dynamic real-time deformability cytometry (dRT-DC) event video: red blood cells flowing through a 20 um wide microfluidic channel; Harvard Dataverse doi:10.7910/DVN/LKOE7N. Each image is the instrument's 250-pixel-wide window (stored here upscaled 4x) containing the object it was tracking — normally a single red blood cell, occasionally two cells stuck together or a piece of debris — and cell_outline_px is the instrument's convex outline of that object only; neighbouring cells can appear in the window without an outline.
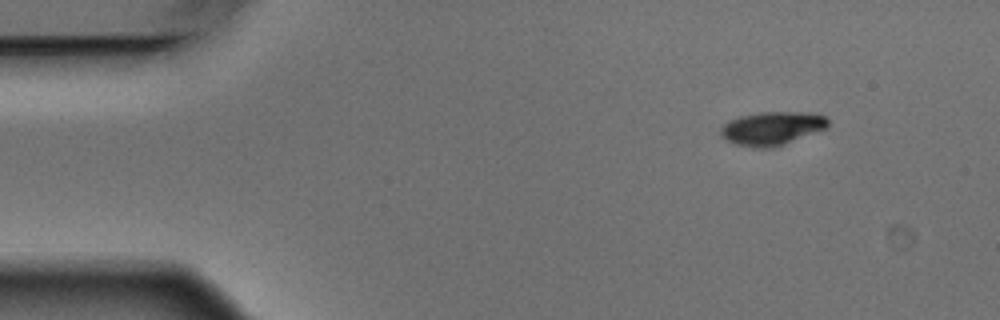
{"species": "Egyptian fruit bat (a non-hibernating species)", "species_latin": "Rousettus aegyptiacus", "temperature_condition": "warm", "stored_images_in_passage": 4, "camera_frame_rate_fps": 3000, "um_per_image_px": 0.085, "animal": {"sex": "male"}, "frame": {"image": 1, "passage_image": 1, "time_ms": 0.0, "image_size_px": [1000, 320], "cell_outline_px": [[828, 124], [824, 128], [784, 144], [772, 148], [756, 148], [736, 144], [720, 136], [720, 128], [728, 120], [740, 116], [760, 112], [808, 112], [824, 116], [828, 120]], "centroid_in_image_um": [65.56, 10.9], "position_along_channel_um": 19.4, "area_um2": 20.69}}
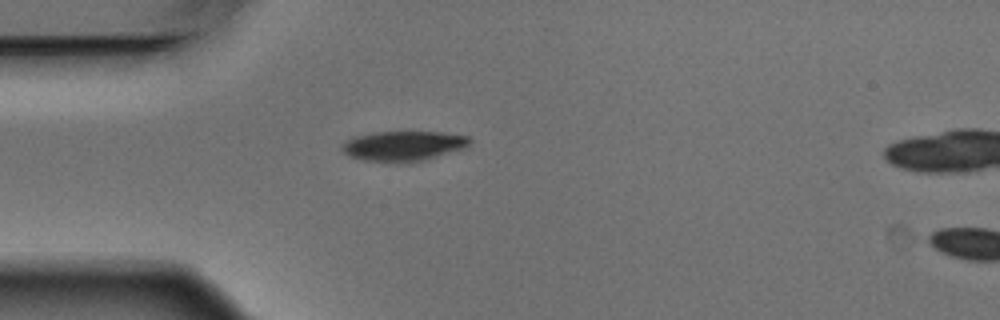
{"frame": {"image": 2, "passage_image": 3, "time_ms": 0.667, "image_size_px": [1000, 320], "cell_outline_px": [[472, 140], [464, 148], [428, 160], [364, 160], [348, 156], [340, 148], [340, 144], [356, 136], [372, 132], [440, 132], [468, 136]], "centroid_in_image_um": [34.29, 12.37], "position_along_channel_um": 50.7, "area_um2": 21.79}}